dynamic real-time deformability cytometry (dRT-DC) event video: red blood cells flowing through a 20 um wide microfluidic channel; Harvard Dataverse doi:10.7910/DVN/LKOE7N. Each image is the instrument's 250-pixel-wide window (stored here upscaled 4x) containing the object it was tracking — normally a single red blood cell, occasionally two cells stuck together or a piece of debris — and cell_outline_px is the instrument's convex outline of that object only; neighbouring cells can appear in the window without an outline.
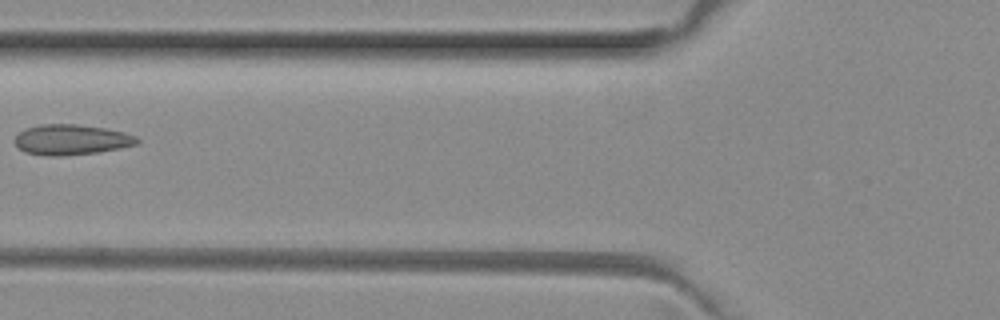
{"species": "common noctule bat (a hibernating species)", "species_latin": "Nyctalus noctula", "temperature_condition": "room temperature", "stored_images_in_passage": 3, "camera_frame_rate_fps": 3000, "um_per_image_px": 0.085, "animal": {"sex": "female", "body_mass_g": 29.2, "forearm_length_mm": 56.3}, "frame": {"image": 1, "passage_image": 3, "time_ms": 0.667, "image_size_px": [1000, 320], "cell_outline_px": [[140, 140], [136, 144], [120, 148], [96, 152], [60, 156], [48, 156], [24, 152], [16, 144], [16, 136], [24, 128], [40, 124], [76, 124], [104, 128], [124, 132], [136, 136]], "centroid_in_image_um": [6.05, 11.87], "position_along_channel_um": 119.7, "area_um2": 21.5}}